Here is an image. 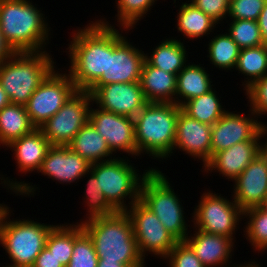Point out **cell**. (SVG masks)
Masks as SVG:
<instances>
[{
    "mask_svg": "<svg viewBox=\"0 0 267 267\" xmlns=\"http://www.w3.org/2000/svg\"><path fill=\"white\" fill-rule=\"evenodd\" d=\"M85 27L72 32L66 48L69 75L78 90L87 91L100 77H107L108 26L90 21Z\"/></svg>",
    "mask_w": 267,
    "mask_h": 267,
    "instance_id": "1",
    "label": "cell"
},
{
    "mask_svg": "<svg viewBox=\"0 0 267 267\" xmlns=\"http://www.w3.org/2000/svg\"><path fill=\"white\" fill-rule=\"evenodd\" d=\"M76 223H81L83 230L91 238L98 260L118 262L127 267H146L126 211H117L87 221L81 219Z\"/></svg>",
    "mask_w": 267,
    "mask_h": 267,
    "instance_id": "2",
    "label": "cell"
},
{
    "mask_svg": "<svg viewBox=\"0 0 267 267\" xmlns=\"http://www.w3.org/2000/svg\"><path fill=\"white\" fill-rule=\"evenodd\" d=\"M46 19L32 0H0L1 31L16 52L46 51L52 35Z\"/></svg>",
    "mask_w": 267,
    "mask_h": 267,
    "instance_id": "3",
    "label": "cell"
},
{
    "mask_svg": "<svg viewBox=\"0 0 267 267\" xmlns=\"http://www.w3.org/2000/svg\"><path fill=\"white\" fill-rule=\"evenodd\" d=\"M181 109L175 103L160 102H148L142 108L134 117L137 157L148 154L161 161L172 156Z\"/></svg>",
    "mask_w": 267,
    "mask_h": 267,
    "instance_id": "4",
    "label": "cell"
},
{
    "mask_svg": "<svg viewBox=\"0 0 267 267\" xmlns=\"http://www.w3.org/2000/svg\"><path fill=\"white\" fill-rule=\"evenodd\" d=\"M50 52H16L0 64V84L13 104L26 105L31 95L56 68Z\"/></svg>",
    "mask_w": 267,
    "mask_h": 267,
    "instance_id": "5",
    "label": "cell"
},
{
    "mask_svg": "<svg viewBox=\"0 0 267 267\" xmlns=\"http://www.w3.org/2000/svg\"><path fill=\"white\" fill-rule=\"evenodd\" d=\"M10 210L8 206L0 219V245L11 259V264L2 267H33L55 225L26 218L11 220Z\"/></svg>",
    "mask_w": 267,
    "mask_h": 267,
    "instance_id": "6",
    "label": "cell"
},
{
    "mask_svg": "<svg viewBox=\"0 0 267 267\" xmlns=\"http://www.w3.org/2000/svg\"><path fill=\"white\" fill-rule=\"evenodd\" d=\"M156 167L143 178L139 200L160 220L165 229L178 241H184L190 234L185 220L183 204L170 184L167 176Z\"/></svg>",
    "mask_w": 267,
    "mask_h": 267,
    "instance_id": "7",
    "label": "cell"
},
{
    "mask_svg": "<svg viewBox=\"0 0 267 267\" xmlns=\"http://www.w3.org/2000/svg\"><path fill=\"white\" fill-rule=\"evenodd\" d=\"M153 169L148 168L139 174L131 161L122 157L91 164L90 171L96 176L98 186L107 202L116 211H126L139 200L140 186L146 174ZM129 198L128 205L126 200ZM125 200V201H124Z\"/></svg>",
    "mask_w": 267,
    "mask_h": 267,
    "instance_id": "8",
    "label": "cell"
},
{
    "mask_svg": "<svg viewBox=\"0 0 267 267\" xmlns=\"http://www.w3.org/2000/svg\"><path fill=\"white\" fill-rule=\"evenodd\" d=\"M97 21L108 26L107 77H100L90 88H99L108 83L139 82L145 53L138 47L133 46L130 40L122 34L123 30L127 34L130 29L120 28V33L105 18Z\"/></svg>",
    "mask_w": 267,
    "mask_h": 267,
    "instance_id": "9",
    "label": "cell"
},
{
    "mask_svg": "<svg viewBox=\"0 0 267 267\" xmlns=\"http://www.w3.org/2000/svg\"><path fill=\"white\" fill-rule=\"evenodd\" d=\"M208 191V192H207ZM198 200L193 211L194 224L192 228L209 234H217L232 238L239 228V222L243 219V211L235 203L213 191L207 190ZM238 227V228H237Z\"/></svg>",
    "mask_w": 267,
    "mask_h": 267,
    "instance_id": "10",
    "label": "cell"
},
{
    "mask_svg": "<svg viewBox=\"0 0 267 267\" xmlns=\"http://www.w3.org/2000/svg\"><path fill=\"white\" fill-rule=\"evenodd\" d=\"M126 213L130 217L141 257L145 260L148 254H153L164 260L178 240L140 200L129 207Z\"/></svg>",
    "mask_w": 267,
    "mask_h": 267,
    "instance_id": "11",
    "label": "cell"
},
{
    "mask_svg": "<svg viewBox=\"0 0 267 267\" xmlns=\"http://www.w3.org/2000/svg\"><path fill=\"white\" fill-rule=\"evenodd\" d=\"M55 68L35 90L25 105L32 124L39 128L53 117L78 90L69 73Z\"/></svg>",
    "mask_w": 267,
    "mask_h": 267,
    "instance_id": "12",
    "label": "cell"
},
{
    "mask_svg": "<svg viewBox=\"0 0 267 267\" xmlns=\"http://www.w3.org/2000/svg\"><path fill=\"white\" fill-rule=\"evenodd\" d=\"M91 105V94L77 90L39 129L51 145L67 146L89 121Z\"/></svg>",
    "mask_w": 267,
    "mask_h": 267,
    "instance_id": "13",
    "label": "cell"
},
{
    "mask_svg": "<svg viewBox=\"0 0 267 267\" xmlns=\"http://www.w3.org/2000/svg\"><path fill=\"white\" fill-rule=\"evenodd\" d=\"M248 116L227 110L211 129V157L234 144L247 140H261L260 129L263 122L249 108Z\"/></svg>",
    "mask_w": 267,
    "mask_h": 267,
    "instance_id": "14",
    "label": "cell"
},
{
    "mask_svg": "<svg viewBox=\"0 0 267 267\" xmlns=\"http://www.w3.org/2000/svg\"><path fill=\"white\" fill-rule=\"evenodd\" d=\"M89 122L105 138L110 151L137 156L134 118L90 107Z\"/></svg>",
    "mask_w": 267,
    "mask_h": 267,
    "instance_id": "15",
    "label": "cell"
},
{
    "mask_svg": "<svg viewBox=\"0 0 267 267\" xmlns=\"http://www.w3.org/2000/svg\"><path fill=\"white\" fill-rule=\"evenodd\" d=\"M92 107L134 118L148 103L140 82L108 83L99 88H89Z\"/></svg>",
    "mask_w": 267,
    "mask_h": 267,
    "instance_id": "16",
    "label": "cell"
},
{
    "mask_svg": "<svg viewBox=\"0 0 267 267\" xmlns=\"http://www.w3.org/2000/svg\"><path fill=\"white\" fill-rule=\"evenodd\" d=\"M235 203L244 212L260 207L267 197V160L259 153L233 182Z\"/></svg>",
    "mask_w": 267,
    "mask_h": 267,
    "instance_id": "17",
    "label": "cell"
},
{
    "mask_svg": "<svg viewBox=\"0 0 267 267\" xmlns=\"http://www.w3.org/2000/svg\"><path fill=\"white\" fill-rule=\"evenodd\" d=\"M91 164L68 146L52 145L38 172L60 184L77 183L85 178ZM76 181V182H75Z\"/></svg>",
    "mask_w": 267,
    "mask_h": 267,
    "instance_id": "18",
    "label": "cell"
},
{
    "mask_svg": "<svg viewBox=\"0 0 267 267\" xmlns=\"http://www.w3.org/2000/svg\"><path fill=\"white\" fill-rule=\"evenodd\" d=\"M211 129V125L195 120L181 109L173 150L179 149L194 160H201L204 166L211 159Z\"/></svg>",
    "mask_w": 267,
    "mask_h": 267,
    "instance_id": "19",
    "label": "cell"
},
{
    "mask_svg": "<svg viewBox=\"0 0 267 267\" xmlns=\"http://www.w3.org/2000/svg\"><path fill=\"white\" fill-rule=\"evenodd\" d=\"M259 153L260 140L242 141L228 149L215 153L202 166V172L209 174L213 171L219 172V175L233 182Z\"/></svg>",
    "mask_w": 267,
    "mask_h": 267,
    "instance_id": "20",
    "label": "cell"
},
{
    "mask_svg": "<svg viewBox=\"0 0 267 267\" xmlns=\"http://www.w3.org/2000/svg\"><path fill=\"white\" fill-rule=\"evenodd\" d=\"M195 233L188 235L185 242L192 248L195 255L205 267H240L242 264L232 263V253H234V242L232 238L205 233L195 229ZM231 260V261H230ZM228 263V264H227ZM224 266V267H225Z\"/></svg>",
    "mask_w": 267,
    "mask_h": 267,
    "instance_id": "21",
    "label": "cell"
},
{
    "mask_svg": "<svg viewBox=\"0 0 267 267\" xmlns=\"http://www.w3.org/2000/svg\"><path fill=\"white\" fill-rule=\"evenodd\" d=\"M51 146L41 130L35 128L32 132L13 140L5 147L7 150L9 148L10 150L12 149V152L14 151L16 169L26 175L28 172H39L46 153Z\"/></svg>",
    "mask_w": 267,
    "mask_h": 267,
    "instance_id": "22",
    "label": "cell"
},
{
    "mask_svg": "<svg viewBox=\"0 0 267 267\" xmlns=\"http://www.w3.org/2000/svg\"><path fill=\"white\" fill-rule=\"evenodd\" d=\"M139 82L147 102L176 104V74L155 68L145 60Z\"/></svg>",
    "mask_w": 267,
    "mask_h": 267,
    "instance_id": "23",
    "label": "cell"
},
{
    "mask_svg": "<svg viewBox=\"0 0 267 267\" xmlns=\"http://www.w3.org/2000/svg\"><path fill=\"white\" fill-rule=\"evenodd\" d=\"M190 63L177 74L176 104L180 107L188 100L208 93L214 86L202 64Z\"/></svg>",
    "mask_w": 267,
    "mask_h": 267,
    "instance_id": "24",
    "label": "cell"
},
{
    "mask_svg": "<svg viewBox=\"0 0 267 267\" xmlns=\"http://www.w3.org/2000/svg\"><path fill=\"white\" fill-rule=\"evenodd\" d=\"M90 164L107 161L116 157L104 137L88 121L67 145ZM106 158V159H105Z\"/></svg>",
    "mask_w": 267,
    "mask_h": 267,
    "instance_id": "25",
    "label": "cell"
},
{
    "mask_svg": "<svg viewBox=\"0 0 267 267\" xmlns=\"http://www.w3.org/2000/svg\"><path fill=\"white\" fill-rule=\"evenodd\" d=\"M174 37L163 39L152 52L145 54V60L153 67L178 74L188 64L186 46Z\"/></svg>",
    "mask_w": 267,
    "mask_h": 267,
    "instance_id": "26",
    "label": "cell"
},
{
    "mask_svg": "<svg viewBox=\"0 0 267 267\" xmlns=\"http://www.w3.org/2000/svg\"><path fill=\"white\" fill-rule=\"evenodd\" d=\"M177 13V29L186 39L198 40L201 37L210 35L218 25L213 19L197 8L189 0L179 5Z\"/></svg>",
    "mask_w": 267,
    "mask_h": 267,
    "instance_id": "27",
    "label": "cell"
},
{
    "mask_svg": "<svg viewBox=\"0 0 267 267\" xmlns=\"http://www.w3.org/2000/svg\"><path fill=\"white\" fill-rule=\"evenodd\" d=\"M35 128L24 105L10 103L0 111V145L3 148Z\"/></svg>",
    "mask_w": 267,
    "mask_h": 267,
    "instance_id": "28",
    "label": "cell"
},
{
    "mask_svg": "<svg viewBox=\"0 0 267 267\" xmlns=\"http://www.w3.org/2000/svg\"><path fill=\"white\" fill-rule=\"evenodd\" d=\"M235 70L247 77L242 82L243 91L267 75V46L262 44L240 49Z\"/></svg>",
    "mask_w": 267,
    "mask_h": 267,
    "instance_id": "29",
    "label": "cell"
},
{
    "mask_svg": "<svg viewBox=\"0 0 267 267\" xmlns=\"http://www.w3.org/2000/svg\"><path fill=\"white\" fill-rule=\"evenodd\" d=\"M215 89L188 100L181 106L182 110L195 120L212 126L227 111L223 108L222 102L220 103L221 99Z\"/></svg>",
    "mask_w": 267,
    "mask_h": 267,
    "instance_id": "30",
    "label": "cell"
},
{
    "mask_svg": "<svg viewBox=\"0 0 267 267\" xmlns=\"http://www.w3.org/2000/svg\"><path fill=\"white\" fill-rule=\"evenodd\" d=\"M208 43L207 58L211 64L219 70L227 72L236 68L240 48L227 32L215 35Z\"/></svg>",
    "mask_w": 267,
    "mask_h": 267,
    "instance_id": "31",
    "label": "cell"
},
{
    "mask_svg": "<svg viewBox=\"0 0 267 267\" xmlns=\"http://www.w3.org/2000/svg\"><path fill=\"white\" fill-rule=\"evenodd\" d=\"M243 218H247L243 233L256 252L267 250V209L260 207L250 208L243 212Z\"/></svg>",
    "mask_w": 267,
    "mask_h": 267,
    "instance_id": "32",
    "label": "cell"
},
{
    "mask_svg": "<svg viewBox=\"0 0 267 267\" xmlns=\"http://www.w3.org/2000/svg\"><path fill=\"white\" fill-rule=\"evenodd\" d=\"M45 247L66 267L74 248V224H56L48 234Z\"/></svg>",
    "mask_w": 267,
    "mask_h": 267,
    "instance_id": "33",
    "label": "cell"
},
{
    "mask_svg": "<svg viewBox=\"0 0 267 267\" xmlns=\"http://www.w3.org/2000/svg\"><path fill=\"white\" fill-rule=\"evenodd\" d=\"M69 264L66 267H97L98 256L89 235L81 223L74 224V248Z\"/></svg>",
    "mask_w": 267,
    "mask_h": 267,
    "instance_id": "34",
    "label": "cell"
},
{
    "mask_svg": "<svg viewBox=\"0 0 267 267\" xmlns=\"http://www.w3.org/2000/svg\"><path fill=\"white\" fill-rule=\"evenodd\" d=\"M89 177L87 180L86 188L84 191V198L85 205L87 206L86 218L84 221L89 219H93L96 217H103L109 216L117 211L107 202L103 191L100 190L98 186V180L96 176L91 172L88 171L86 174ZM90 175V176H89ZM86 197V198H85ZM87 200V201H86Z\"/></svg>",
    "mask_w": 267,
    "mask_h": 267,
    "instance_id": "35",
    "label": "cell"
},
{
    "mask_svg": "<svg viewBox=\"0 0 267 267\" xmlns=\"http://www.w3.org/2000/svg\"><path fill=\"white\" fill-rule=\"evenodd\" d=\"M157 0H116L117 8V24L119 28L133 29L136 28L138 21L145 18L149 14L151 7ZM147 13V14H146Z\"/></svg>",
    "mask_w": 267,
    "mask_h": 267,
    "instance_id": "36",
    "label": "cell"
},
{
    "mask_svg": "<svg viewBox=\"0 0 267 267\" xmlns=\"http://www.w3.org/2000/svg\"><path fill=\"white\" fill-rule=\"evenodd\" d=\"M231 21L227 33L240 49L263 44L257 21L247 19H231Z\"/></svg>",
    "mask_w": 267,
    "mask_h": 267,
    "instance_id": "37",
    "label": "cell"
},
{
    "mask_svg": "<svg viewBox=\"0 0 267 267\" xmlns=\"http://www.w3.org/2000/svg\"><path fill=\"white\" fill-rule=\"evenodd\" d=\"M164 260L169 267H205L185 241H178Z\"/></svg>",
    "mask_w": 267,
    "mask_h": 267,
    "instance_id": "38",
    "label": "cell"
},
{
    "mask_svg": "<svg viewBox=\"0 0 267 267\" xmlns=\"http://www.w3.org/2000/svg\"><path fill=\"white\" fill-rule=\"evenodd\" d=\"M266 0H230L228 17L257 21Z\"/></svg>",
    "mask_w": 267,
    "mask_h": 267,
    "instance_id": "39",
    "label": "cell"
},
{
    "mask_svg": "<svg viewBox=\"0 0 267 267\" xmlns=\"http://www.w3.org/2000/svg\"><path fill=\"white\" fill-rule=\"evenodd\" d=\"M250 109L258 118L267 114V75L254 82L249 88L245 90Z\"/></svg>",
    "mask_w": 267,
    "mask_h": 267,
    "instance_id": "40",
    "label": "cell"
},
{
    "mask_svg": "<svg viewBox=\"0 0 267 267\" xmlns=\"http://www.w3.org/2000/svg\"><path fill=\"white\" fill-rule=\"evenodd\" d=\"M190 2L217 24L228 18L230 0H190Z\"/></svg>",
    "mask_w": 267,
    "mask_h": 267,
    "instance_id": "41",
    "label": "cell"
},
{
    "mask_svg": "<svg viewBox=\"0 0 267 267\" xmlns=\"http://www.w3.org/2000/svg\"><path fill=\"white\" fill-rule=\"evenodd\" d=\"M1 176V175H0ZM4 175H2L0 177L1 183L5 186V188L9 191V189L11 190V193H15L17 196L22 195V196H34V194L36 193V189H38V187H35L34 185H31V183H27L25 181H13V179H9L8 177L4 178ZM3 180V181H2ZM12 180V181H11Z\"/></svg>",
    "mask_w": 267,
    "mask_h": 267,
    "instance_id": "42",
    "label": "cell"
},
{
    "mask_svg": "<svg viewBox=\"0 0 267 267\" xmlns=\"http://www.w3.org/2000/svg\"><path fill=\"white\" fill-rule=\"evenodd\" d=\"M33 267H64L50 251L44 247L36 258Z\"/></svg>",
    "mask_w": 267,
    "mask_h": 267,
    "instance_id": "43",
    "label": "cell"
},
{
    "mask_svg": "<svg viewBox=\"0 0 267 267\" xmlns=\"http://www.w3.org/2000/svg\"><path fill=\"white\" fill-rule=\"evenodd\" d=\"M15 53L16 51L12 48V46L5 39V36L2 33L1 26H0V64L7 61Z\"/></svg>",
    "mask_w": 267,
    "mask_h": 267,
    "instance_id": "44",
    "label": "cell"
},
{
    "mask_svg": "<svg viewBox=\"0 0 267 267\" xmlns=\"http://www.w3.org/2000/svg\"><path fill=\"white\" fill-rule=\"evenodd\" d=\"M257 23L260 28L263 44L267 46V0L257 19Z\"/></svg>",
    "mask_w": 267,
    "mask_h": 267,
    "instance_id": "45",
    "label": "cell"
},
{
    "mask_svg": "<svg viewBox=\"0 0 267 267\" xmlns=\"http://www.w3.org/2000/svg\"><path fill=\"white\" fill-rule=\"evenodd\" d=\"M267 122L266 124L263 123L261 129H260V139L265 138V142H263L264 140H260V153L266 158L267 160Z\"/></svg>",
    "mask_w": 267,
    "mask_h": 267,
    "instance_id": "46",
    "label": "cell"
},
{
    "mask_svg": "<svg viewBox=\"0 0 267 267\" xmlns=\"http://www.w3.org/2000/svg\"><path fill=\"white\" fill-rule=\"evenodd\" d=\"M10 99L6 92L3 90L1 84H0V111L8 104H10Z\"/></svg>",
    "mask_w": 267,
    "mask_h": 267,
    "instance_id": "47",
    "label": "cell"
},
{
    "mask_svg": "<svg viewBox=\"0 0 267 267\" xmlns=\"http://www.w3.org/2000/svg\"><path fill=\"white\" fill-rule=\"evenodd\" d=\"M97 267H127L125 264H121L118 262H111L106 260H98Z\"/></svg>",
    "mask_w": 267,
    "mask_h": 267,
    "instance_id": "48",
    "label": "cell"
},
{
    "mask_svg": "<svg viewBox=\"0 0 267 267\" xmlns=\"http://www.w3.org/2000/svg\"><path fill=\"white\" fill-rule=\"evenodd\" d=\"M7 205L6 204H4V203H0V219H1V216H2V214H3V212L7 209Z\"/></svg>",
    "mask_w": 267,
    "mask_h": 267,
    "instance_id": "49",
    "label": "cell"
},
{
    "mask_svg": "<svg viewBox=\"0 0 267 267\" xmlns=\"http://www.w3.org/2000/svg\"><path fill=\"white\" fill-rule=\"evenodd\" d=\"M240 267H256L251 261L242 264Z\"/></svg>",
    "mask_w": 267,
    "mask_h": 267,
    "instance_id": "50",
    "label": "cell"
},
{
    "mask_svg": "<svg viewBox=\"0 0 267 267\" xmlns=\"http://www.w3.org/2000/svg\"><path fill=\"white\" fill-rule=\"evenodd\" d=\"M252 263L256 266V267H262L260 263H257L255 260H252ZM260 264V265H259Z\"/></svg>",
    "mask_w": 267,
    "mask_h": 267,
    "instance_id": "51",
    "label": "cell"
},
{
    "mask_svg": "<svg viewBox=\"0 0 267 267\" xmlns=\"http://www.w3.org/2000/svg\"><path fill=\"white\" fill-rule=\"evenodd\" d=\"M262 207L267 209V197H266V200H265L264 204L262 205Z\"/></svg>",
    "mask_w": 267,
    "mask_h": 267,
    "instance_id": "52",
    "label": "cell"
}]
</instances>
